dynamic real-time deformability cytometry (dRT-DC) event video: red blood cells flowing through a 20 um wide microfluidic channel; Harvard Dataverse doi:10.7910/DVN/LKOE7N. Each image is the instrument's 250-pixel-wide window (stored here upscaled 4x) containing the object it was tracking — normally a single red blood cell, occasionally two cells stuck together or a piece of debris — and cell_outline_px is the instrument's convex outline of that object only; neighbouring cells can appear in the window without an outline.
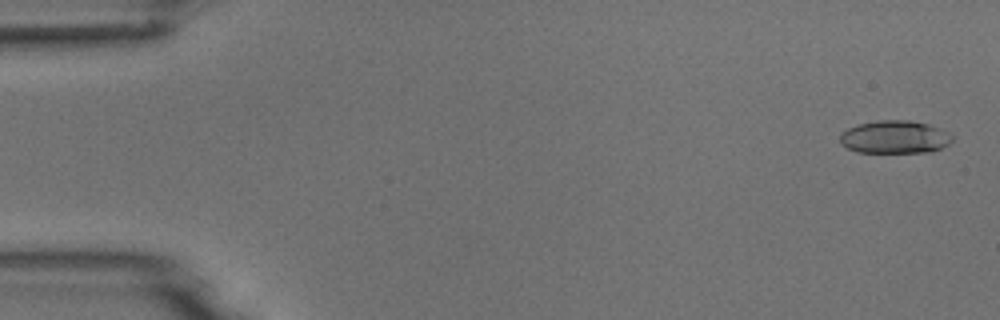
{"species": "common noctule bat (a hibernating species)", "species_latin": "Nyctalus noctula", "temperature_condition": "room temperature", "stored_images_in_passage": 4, "camera_frame_rate_fps": 3000, "um_per_image_px": 0.085, "animal": {"sex": "male", "body_mass_g": 18.8}, "frame": {"image": 1, "passage_image": 1, "time_ms": 0.0, "image_size_px": [1000, 320], "cell_outline_px": [[952, 140], [948, 144], [932, 152], [856, 152], [840, 144], [840, 136], [848, 128], [856, 124], [880, 120], [908, 120], [928, 124], [940, 128], [948, 132], [952, 136]], "centroid_in_image_um": [76.05, 11.65], "position_along_channel_um": 9.0, "area_um2": 21.5}}
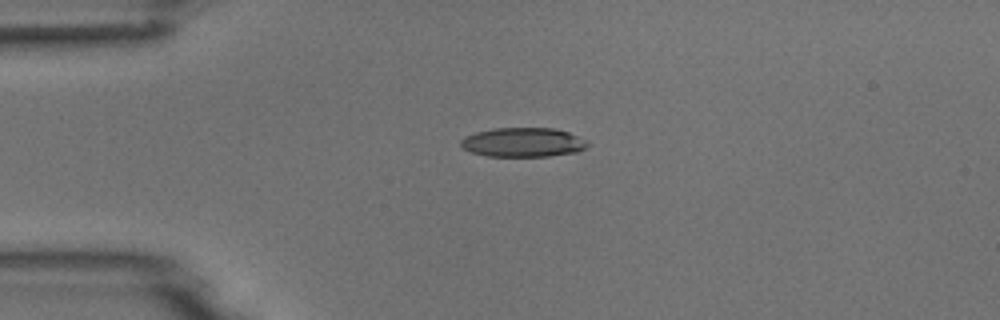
{"frame": {"image": 2, "passage_image": 4, "time_ms": 3.667, "image_size_px": [1000, 320], "cell_outline_px": [[588, 144], [584, 148], [576, 152], [548, 156], [488, 156], [472, 152], [464, 148], [460, 144], [460, 140], [464, 136], [476, 132], [492, 128], [552, 128], [568, 132], [588, 140]], "centroid_in_image_um": [44.45, 12.09], "position_along_channel_um": 40.6, "area_um2": 21.56}}